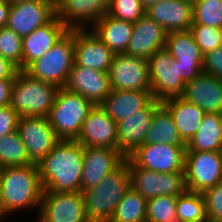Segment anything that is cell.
Wrapping results in <instances>:
<instances>
[{
  "label": "cell",
  "mask_w": 222,
  "mask_h": 222,
  "mask_svg": "<svg viewBox=\"0 0 222 222\" xmlns=\"http://www.w3.org/2000/svg\"><path fill=\"white\" fill-rule=\"evenodd\" d=\"M84 146L60 140L38 164L44 192H81Z\"/></svg>",
  "instance_id": "obj_1"
},
{
  "label": "cell",
  "mask_w": 222,
  "mask_h": 222,
  "mask_svg": "<svg viewBox=\"0 0 222 222\" xmlns=\"http://www.w3.org/2000/svg\"><path fill=\"white\" fill-rule=\"evenodd\" d=\"M2 202L7 215L41 205L44 188L37 164L0 168Z\"/></svg>",
  "instance_id": "obj_2"
},
{
  "label": "cell",
  "mask_w": 222,
  "mask_h": 222,
  "mask_svg": "<svg viewBox=\"0 0 222 222\" xmlns=\"http://www.w3.org/2000/svg\"><path fill=\"white\" fill-rule=\"evenodd\" d=\"M131 188L128 164L124 161L97 186L84 190L85 212L89 222H109Z\"/></svg>",
  "instance_id": "obj_3"
},
{
  "label": "cell",
  "mask_w": 222,
  "mask_h": 222,
  "mask_svg": "<svg viewBox=\"0 0 222 222\" xmlns=\"http://www.w3.org/2000/svg\"><path fill=\"white\" fill-rule=\"evenodd\" d=\"M57 90L55 85L18 70L11 89L10 107L19 116L48 117Z\"/></svg>",
  "instance_id": "obj_4"
},
{
  "label": "cell",
  "mask_w": 222,
  "mask_h": 222,
  "mask_svg": "<svg viewBox=\"0 0 222 222\" xmlns=\"http://www.w3.org/2000/svg\"><path fill=\"white\" fill-rule=\"evenodd\" d=\"M94 104L65 87L58 88L48 119L60 140H77Z\"/></svg>",
  "instance_id": "obj_5"
},
{
  "label": "cell",
  "mask_w": 222,
  "mask_h": 222,
  "mask_svg": "<svg viewBox=\"0 0 222 222\" xmlns=\"http://www.w3.org/2000/svg\"><path fill=\"white\" fill-rule=\"evenodd\" d=\"M74 64V30H70L41 58L32 62L24 71L31 77L65 87Z\"/></svg>",
  "instance_id": "obj_6"
},
{
  "label": "cell",
  "mask_w": 222,
  "mask_h": 222,
  "mask_svg": "<svg viewBox=\"0 0 222 222\" xmlns=\"http://www.w3.org/2000/svg\"><path fill=\"white\" fill-rule=\"evenodd\" d=\"M131 177V187L146 200L158 196H179L187 191L184 172L159 173L138 167L129 157L125 158Z\"/></svg>",
  "instance_id": "obj_7"
},
{
  "label": "cell",
  "mask_w": 222,
  "mask_h": 222,
  "mask_svg": "<svg viewBox=\"0 0 222 222\" xmlns=\"http://www.w3.org/2000/svg\"><path fill=\"white\" fill-rule=\"evenodd\" d=\"M184 173L187 190L203 193L222 182V151H186Z\"/></svg>",
  "instance_id": "obj_8"
},
{
  "label": "cell",
  "mask_w": 222,
  "mask_h": 222,
  "mask_svg": "<svg viewBox=\"0 0 222 222\" xmlns=\"http://www.w3.org/2000/svg\"><path fill=\"white\" fill-rule=\"evenodd\" d=\"M147 61L153 99L162 102L181 97L185 83L179 76L178 65L171 54L164 48L156 51Z\"/></svg>",
  "instance_id": "obj_9"
},
{
  "label": "cell",
  "mask_w": 222,
  "mask_h": 222,
  "mask_svg": "<svg viewBox=\"0 0 222 222\" xmlns=\"http://www.w3.org/2000/svg\"><path fill=\"white\" fill-rule=\"evenodd\" d=\"M165 49L176 60L179 76L185 84L203 72L204 54L190 30L167 33Z\"/></svg>",
  "instance_id": "obj_10"
},
{
  "label": "cell",
  "mask_w": 222,
  "mask_h": 222,
  "mask_svg": "<svg viewBox=\"0 0 222 222\" xmlns=\"http://www.w3.org/2000/svg\"><path fill=\"white\" fill-rule=\"evenodd\" d=\"M37 222H89L82 192H43Z\"/></svg>",
  "instance_id": "obj_11"
},
{
  "label": "cell",
  "mask_w": 222,
  "mask_h": 222,
  "mask_svg": "<svg viewBox=\"0 0 222 222\" xmlns=\"http://www.w3.org/2000/svg\"><path fill=\"white\" fill-rule=\"evenodd\" d=\"M111 90L151 91L148 61L125 53L114 54L109 69Z\"/></svg>",
  "instance_id": "obj_12"
},
{
  "label": "cell",
  "mask_w": 222,
  "mask_h": 222,
  "mask_svg": "<svg viewBox=\"0 0 222 222\" xmlns=\"http://www.w3.org/2000/svg\"><path fill=\"white\" fill-rule=\"evenodd\" d=\"M17 131L33 164H38L60 142L48 117L20 116Z\"/></svg>",
  "instance_id": "obj_13"
},
{
  "label": "cell",
  "mask_w": 222,
  "mask_h": 222,
  "mask_svg": "<svg viewBox=\"0 0 222 222\" xmlns=\"http://www.w3.org/2000/svg\"><path fill=\"white\" fill-rule=\"evenodd\" d=\"M55 16V0L22 1L11 4L5 27L24 37Z\"/></svg>",
  "instance_id": "obj_14"
},
{
  "label": "cell",
  "mask_w": 222,
  "mask_h": 222,
  "mask_svg": "<svg viewBox=\"0 0 222 222\" xmlns=\"http://www.w3.org/2000/svg\"><path fill=\"white\" fill-rule=\"evenodd\" d=\"M186 146L140 145L129 158L138 166L159 173L184 172Z\"/></svg>",
  "instance_id": "obj_15"
},
{
  "label": "cell",
  "mask_w": 222,
  "mask_h": 222,
  "mask_svg": "<svg viewBox=\"0 0 222 222\" xmlns=\"http://www.w3.org/2000/svg\"><path fill=\"white\" fill-rule=\"evenodd\" d=\"M110 3L111 0H55L56 16L69 30L89 29L107 14Z\"/></svg>",
  "instance_id": "obj_16"
},
{
  "label": "cell",
  "mask_w": 222,
  "mask_h": 222,
  "mask_svg": "<svg viewBox=\"0 0 222 222\" xmlns=\"http://www.w3.org/2000/svg\"><path fill=\"white\" fill-rule=\"evenodd\" d=\"M161 102L152 99L144 108L116 123L117 149L127 158L144 144L155 110Z\"/></svg>",
  "instance_id": "obj_17"
},
{
  "label": "cell",
  "mask_w": 222,
  "mask_h": 222,
  "mask_svg": "<svg viewBox=\"0 0 222 222\" xmlns=\"http://www.w3.org/2000/svg\"><path fill=\"white\" fill-rule=\"evenodd\" d=\"M125 158L118 149L84 147L81 192L100 184L125 161Z\"/></svg>",
  "instance_id": "obj_18"
},
{
  "label": "cell",
  "mask_w": 222,
  "mask_h": 222,
  "mask_svg": "<svg viewBox=\"0 0 222 222\" xmlns=\"http://www.w3.org/2000/svg\"><path fill=\"white\" fill-rule=\"evenodd\" d=\"M114 53L91 30H74V63L109 72Z\"/></svg>",
  "instance_id": "obj_19"
},
{
  "label": "cell",
  "mask_w": 222,
  "mask_h": 222,
  "mask_svg": "<svg viewBox=\"0 0 222 222\" xmlns=\"http://www.w3.org/2000/svg\"><path fill=\"white\" fill-rule=\"evenodd\" d=\"M65 88L100 105L111 92L108 72L73 64Z\"/></svg>",
  "instance_id": "obj_20"
},
{
  "label": "cell",
  "mask_w": 222,
  "mask_h": 222,
  "mask_svg": "<svg viewBox=\"0 0 222 222\" xmlns=\"http://www.w3.org/2000/svg\"><path fill=\"white\" fill-rule=\"evenodd\" d=\"M84 147H107L117 149L116 122L100 105H94L84 120L76 140Z\"/></svg>",
  "instance_id": "obj_21"
},
{
  "label": "cell",
  "mask_w": 222,
  "mask_h": 222,
  "mask_svg": "<svg viewBox=\"0 0 222 222\" xmlns=\"http://www.w3.org/2000/svg\"><path fill=\"white\" fill-rule=\"evenodd\" d=\"M70 30L55 16L49 23L22 37V70L41 58Z\"/></svg>",
  "instance_id": "obj_22"
},
{
  "label": "cell",
  "mask_w": 222,
  "mask_h": 222,
  "mask_svg": "<svg viewBox=\"0 0 222 222\" xmlns=\"http://www.w3.org/2000/svg\"><path fill=\"white\" fill-rule=\"evenodd\" d=\"M167 32L148 15L140 17L133 27V34L125 54L149 59L166 45Z\"/></svg>",
  "instance_id": "obj_23"
},
{
  "label": "cell",
  "mask_w": 222,
  "mask_h": 222,
  "mask_svg": "<svg viewBox=\"0 0 222 222\" xmlns=\"http://www.w3.org/2000/svg\"><path fill=\"white\" fill-rule=\"evenodd\" d=\"M181 97L205 113H222V79L202 72L185 84Z\"/></svg>",
  "instance_id": "obj_24"
},
{
  "label": "cell",
  "mask_w": 222,
  "mask_h": 222,
  "mask_svg": "<svg viewBox=\"0 0 222 222\" xmlns=\"http://www.w3.org/2000/svg\"><path fill=\"white\" fill-rule=\"evenodd\" d=\"M146 15L167 33L186 31L193 24V4L186 0H163L146 8Z\"/></svg>",
  "instance_id": "obj_25"
},
{
  "label": "cell",
  "mask_w": 222,
  "mask_h": 222,
  "mask_svg": "<svg viewBox=\"0 0 222 222\" xmlns=\"http://www.w3.org/2000/svg\"><path fill=\"white\" fill-rule=\"evenodd\" d=\"M152 99L151 91L111 90L100 106L117 123L144 108Z\"/></svg>",
  "instance_id": "obj_26"
},
{
  "label": "cell",
  "mask_w": 222,
  "mask_h": 222,
  "mask_svg": "<svg viewBox=\"0 0 222 222\" xmlns=\"http://www.w3.org/2000/svg\"><path fill=\"white\" fill-rule=\"evenodd\" d=\"M161 104L172 115L180 137L187 144L197 133L205 111L182 97L169 98Z\"/></svg>",
  "instance_id": "obj_27"
},
{
  "label": "cell",
  "mask_w": 222,
  "mask_h": 222,
  "mask_svg": "<svg viewBox=\"0 0 222 222\" xmlns=\"http://www.w3.org/2000/svg\"><path fill=\"white\" fill-rule=\"evenodd\" d=\"M134 23L116 19L104 14L96 24L90 28L114 53H125L133 34Z\"/></svg>",
  "instance_id": "obj_28"
},
{
  "label": "cell",
  "mask_w": 222,
  "mask_h": 222,
  "mask_svg": "<svg viewBox=\"0 0 222 222\" xmlns=\"http://www.w3.org/2000/svg\"><path fill=\"white\" fill-rule=\"evenodd\" d=\"M186 151H222V113H206Z\"/></svg>",
  "instance_id": "obj_29"
},
{
  "label": "cell",
  "mask_w": 222,
  "mask_h": 222,
  "mask_svg": "<svg viewBox=\"0 0 222 222\" xmlns=\"http://www.w3.org/2000/svg\"><path fill=\"white\" fill-rule=\"evenodd\" d=\"M155 143L186 146L178 133L172 115L162 104L155 110L144 139V144Z\"/></svg>",
  "instance_id": "obj_30"
},
{
  "label": "cell",
  "mask_w": 222,
  "mask_h": 222,
  "mask_svg": "<svg viewBox=\"0 0 222 222\" xmlns=\"http://www.w3.org/2000/svg\"><path fill=\"white\" fill-rule=\"evenodd\" d=\"M146 207L147 200L131 187L109 222H146Z\"/></svg>",
  "instance_id": "obj_31"
},
{
  "label": "cell",
  "mask_w": 222,
  "mask_h": 222,
  "mask_svg": "<svg viewBox=\"0 0 222 222\" xmlns=\"http://www.w3.org/2000/svg\"><path fill=\"white\" fill-rule=\"evenodd\" d=\"M30 164L33 163L17 130L0 138V168Z\"/></svg>",
  "instance_id": "obj_32"
},
{
  "label": "cell",
  "mask_w": 222,
  "mask_h": 222,
  "mask_svg": "<svg viewBox=\"0 0 222 222\" xmlns=\"http://www.w3.org/2000/svg\"><path fill=\"white\" fill-rule=\"evenodd\" d=\"M176 217L179 222H208L203 194L187 190L177 196Z\"/></svg>",
  "instance_id": "obj_33"
},
{
  "label": "cell",
  "mask_w": 222,
  "mask_h": 222,
  "mask_svg": "<svg viewBox=\"0 0 222 222\" xmlns=\"http://www.w3.org/2000/svg\"><path fill=\"white\" fill-rule=\"evenodd\" d=\"M177 197L166 195L147 200L146 222H179L176 217Z\"/></svg>",
  "instance_id": "obj_34"
},
{
  "label": "cell",
  "mask_w": 222,
  "mask_h": 222,
  "mask_svg": "<svg viewBox=\"0 0 222 222\" xmlns=\"http://www.w3.org/2000/svg\"><path fill=\"white\" fill-rule=\"evenodd\" d=\"M222 29V0H199L193 4V24Z\"/></svg>",
  "instance_id": "obj_35"
},
{
  "label": "cell",
  "mask_w": 222,
  "mask_h": 222,
  "mask_svg": "<svg viewBox=\"0 0 222 222\" xmlns=\"http://www.w3.org/2000/svg\"><path fill=\"white\" fill-rule=\"evenodd\" d=\"M0 55L22 70V37L6 27L0 29Z\"/></svg>",
  "instance_id": "obj_36"
},
{
  "label": "cell",
  "mask_w": 222,
  "mask_h": 222,
  "mask_svg": "<svg viewBox=\"0 0 222 222\" xmlns=\"http://www.w3.org/2000/svg\"><path fill=\"white\" fill-rule=\"evenodd\" d=\"M146 14V8L140 0H111L107 15L116 19L135 23Z\"/></svg>",
  "instance_id": "obj_37"
},
{
  "label": "cell",
  "mask_w": 222,
  "mask_h": 222,
  "mask_svg": "<svg viewBox=\"0 0 222 222\" xmlns=\"http://www.w3.org/2000/svg\"><path fill=\"white\" fill-rule=\"evenodd\" d=\"M190 31L204 55L222 47V29L207 25H192Z\"/></svg>",
  "instance_id": "obj_38"
},
{
  "label": "cell",
  "mask_w": 222,
  "mask_h": 222,
  "mask_svg": "<svg viewBox=\"0 0 222 222\" xmlns=\"http://www.w3.org/2000/svg\"><path fill=\"white\" fill-rule=\"evenodd\" d=\"M208 222H222V182L206 189L203 193Z\"/></svg>",
  "instance_id": "obj_39"
},
{
  "label": "cell",
  "mask_w": 222,
  "mask_h": 222,
  "mask_svg": "<svg viewBox=\"0 0 222 222\" xmlns=\"http://www.w3.org/2000/svg\"><path fill=\"white\" fill-rule=\"evenodd\" d=\"M19 117L12 107H0V138L17 130Z\"/></svg>",
  "instance_id": "obj_40"
},
{
  "label": "cell",
  "mask_w": 222,
  "mask_h": 222,
  "mask_svg": "<svg viewBox=\"0 0 222 222\" xmlns=\"http://www.w3.org/2000/svg\"><path fill=\"white\" fill-rule=\"evenodd\" d=\"M203 72L222 79V47L204 55Z\"/></svg>",
  "instance_id": "obj_41"
},
{
  "label": "cell",
  "mask_w": 222,
  "mask_h": 222,
  "mask_svg": "<svg viewBox=\"0 0 222 222\" xmlns=\"http://www.w3.org/2000/svg\"><path fill=\"white\" fill-rule=\"evenodd\" d=\"M14 79H0V107L10 106Z\"/></svg>",
  "instance_id": "obj_42"
},
{
  "label": "cell",
  "mask_w": 222,
  "mask_h": 222,
  "mask_svg": "<svg viewBox=\"0 0 222 222\" xmlns=\"http://www.w3.org/2000/svg\"><path fill=\"white\" fill-rule=\"evenodd\" d=\"M18 69L0 55V79H15Z\"/></svg>",
  "instance_id": "obj_43"
},
{
  "label": "cell",
  "mask_w": 222,
  "mask_h": 222,
  "mask_svg": "<svg viewBox=\"0 0 222 222\" xmlns=\"http://www.w3.org/2000/svg\"><path fill=\"white\" fill-rule=\"evenodd\" d=\"M10 6V2L0 0V29L6 26Z\"/></svg>",
  "instance_id": "obj_44"
},
{
  "label": "cell",
  "mask_w": 222,
  "mask_h": 222,
  "mask_svg": "<svg viewBox=\"0 0 222 222\" xmlns=\"http://www.w3.org/2000/svg\"><path fill=\"white\" fill-rule=\"evenodd\" d=\"M7 216L8 215H7L6 209H5L3 202H2L1 185H0V222L5 220L4 217L6 218Z\"/></svg>",
  "instance_id": "obj_45"
},
{
  "label": "cell",
  "mask_w": 222,
  "mask_h": 222,
  "mask_svg": "<svg viewBox=\"0 0 222 222\" xmlns=\"http://www.w3.org/2000/svg\"><path fill=\"white\" fill-rule=\"evenodd\" d=\"M145 8H148L150 5L158 3L163 0H140Z\"/></svg>",
  "instance_id": "obj_46"
},
{
  "label": "cell",
  "mask_w": 222,
  "mask_h": 222,
  "mask_svg": "<svg viewBox=\"0 0 222 222\" xmlns=\"http://www.w3.org/2000/svg\"><path fill=\"white\" fill-rule=\"evenodd\" d=\"M7 2H10L11 4L13 3H18V2H22V1H32V0H5Z\"/></svg>",
  "instance_id": "obj_47"
},
{
  "label": "cell",
  "mask_w": 222,
  "mask_h": 222,
  "mask_svg": "<svg viewBox=\"0 0 222 222\" xmlns=\"http://www.w3.org/2000/svg\"><path fill=\"white\" fill-rule=\"evenodd\" d=\"M187 2H189V3H191V4H194V3H196L197 1H199V0H186Z\"/></svg>",
  "instance_id": "obj_48"
}]
</instances>
